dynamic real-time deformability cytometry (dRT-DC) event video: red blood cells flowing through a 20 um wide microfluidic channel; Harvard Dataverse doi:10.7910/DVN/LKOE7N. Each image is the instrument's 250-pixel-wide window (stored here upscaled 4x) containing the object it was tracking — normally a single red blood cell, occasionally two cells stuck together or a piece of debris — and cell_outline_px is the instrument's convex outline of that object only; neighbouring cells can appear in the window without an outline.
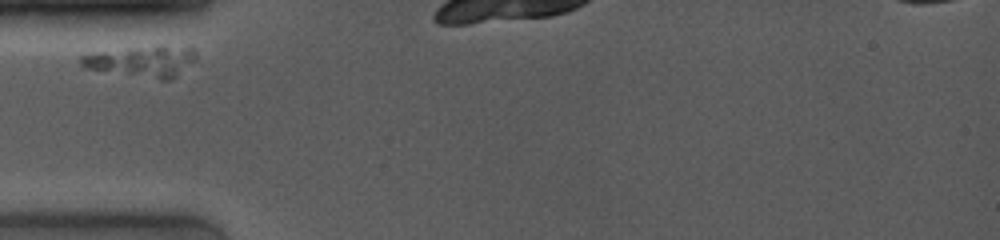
{"species": "common noctule bat (a hibernating species)", "species_latin": "Nyctalus noctula", "temperature_condition": "room temperature", "stored_images_in_passage": 3, "camera_frame_rate_fps": 4000, "um_per_image_px": 0.085, "animal": {"sex": "female", "body_mass_g": 19.0, "forearm_length_mm": 53.3}, "frame": {"image": 1, "passage_image": 1, "time_ms": 0.0, "image_size_px": [1000, 240], "cell_outline_px": [[196, 60], [172, 80], [160, 80], [84, 68], [80, 64], [80, 56], [104, 52], [160, 44], [192, 48], [196, 52]], "centroid_in_image_um": [12.17, 5.22], "position_along_channel_um": 72.8, "area_um2": 20.75}}
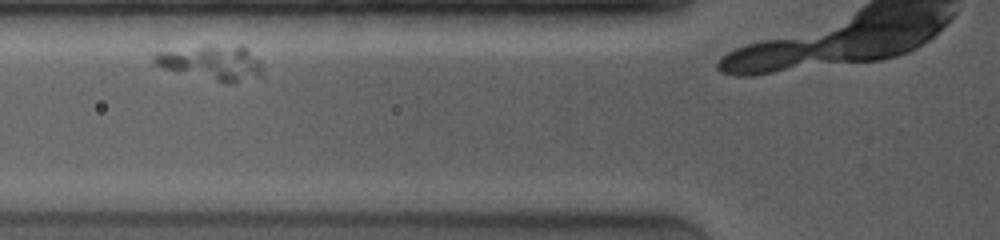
{"frame": {"image": 2, "passage_image": 2, "time_ms": 1.0, "image_size_px": [1000, 240], "cell_outline_px": [[264, 76], [232, 84], [224, 84], [164, 68], [152, 64], [152, 56], [156, 52], [208, 44], [244, 44], [260, 60], [264, 68]], "centroid_in_image_um": [18.1, 5.31], "position_along_channel_um": 107.7, "area_um2": 23.12}}